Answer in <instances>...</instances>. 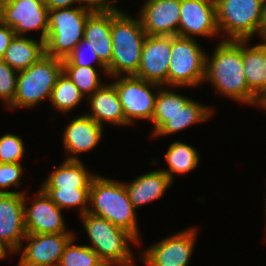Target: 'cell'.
I'll return each mask as SVG.
<instances>
[{
    "instance_id": "d4e9b609",
    "label": "cell",
    "mask_w": 266,
    "mask_h": 266,
    "mask_svg": "<svg viewBox=\"0 0 266 266\" xmlns=\"http://www.w3.org/2000/svg\"><path fill=\"white\" fill-rule=\"evenodd\" d=\"M212 112L208 107L189 100L175 115L154 134L155 136H164L176 133L192 125L202 122L211 116Z\"/></svg>"
},
{
    "instance_id": "b9f144b4",
    "label": "cell",
    "mask_w": 266,
    "mask_h": 266,
    "mask_svg": "<svg viewBox=\"0 0 266 266\" xmlns=\"http://www.w3.org/2000/svg\"><path fill=\"white\" fill-rule=\"evenodd\" d=\"M257 101H266V89L265 91L259 96Z\"/></svg>"
},
{
    "instance_id": "7402d4cb",
    "label": "cell",
    "mask_w": 266,
    "mask_h": 266,
    "mask_svg": "<svg viewBox=\"0 0 266 266\" xmlns=\"http://www.w3.org/2000/svg\"><path fill=\"white\" fill-rule=\"evenodd\" d=\"M171 182V179L165 172L155 170L139 176L130 184L124 183V185L129 199L136 209L138 206L160 198Z\"/></svg>"
},
{
    "instance_id": "4316f807",
    "label": "cell",
    "mask_w": 266,
    "mask_h": 266,
    "mask_svg": "<svg viewBox=\"0 0 266 266\" xmlns=\"http://www.w3.org/2000/svg\"><path fill=\"white\" fill-rule=\"evenodd\" d=\"M190 99L168 90H160L155 101V110L152 117L154 123L153 135L175 115Z\"/></svg>"
},
{
    "instance_id": "ffe728a7",
    "label": "cell",
    "mask_w": 266,
    "mask_h": 266,
    "mask_svg": "<svg viewBox=\"0 0 266 266\" xmlns=\"http://www.w3.org/2000/svg\"><path fill=\"white\" fill-rule=\"evenodd\" d=\"M89 97L92 112L87 116L100 125L104 121L116 125H129L125 120L120 98L113 83L102 85Z\"/></svg>"
},
{
    "instance_id": "e0dca14e",
    "label": "cell",
    "mask_w": 266,
    "mask_h": 266,
    "mask_svg": "<svg viewBox=\"0 0 266 266\" xmlns=\"http://www.w3.org/2000/svg\"><path fill=\"white\" fill-rule=\"evenodd\" d=\"M25 193H0V240L13 252L21 250L26 236L24 200Z\"/></svg>"
},
{
    "instance_id": "30bf717a",
    "label": "cell",
    "mask_w": 266,
    "mask_h": 266,
    "mask_svg": "<svg viewBox=\"0 0 266 266\" xmlns=\"http://www.w3.org/2000/svg\"><path fill=\"white\" fill-rule=\"evenodd\" d=\"M113 84L118 92L125 120L129 125L134 123L135 118L152 120L157 93L153 94L150 86L161 87V85L134 75H126Z\"/></svg>"
},
{
    "instance_id": "603a6c76",
    "label": "cell",
    "mask_w": 266,
    "mask_h": 266,
    "mask_svg": "<svg viewBox=\"0 0 266 266\" xmlns=\"http://www.w3.org/2000/svg\"><path fill=\"white\" fill-rule=\"evenodd\" d=\"M242 40L244 74L249 91L258 99L266 89V42L247 48Z\"/></svg>"
},
{
    "instance_id": "8d00e7d4",
    "label": "cell",
    "mask_w": 266,
    "mask_h": 266,
    "mask_svg": "<svg viewBox=\"0 0 266 266\" xmlns=\"http://www.w3.org/2000/svg\"><path fill=\"white\" fill-rule=\"evenodd\" d=\"M86 2L87 5H83L87 9H90L93 12H121L113 5H110L106 0H83V3Z\"/></svg>"
},
{
    "instance_id": "f35d334b",
    "label": "cell",
    "mask_w": 266,
    "mask_h": 266,
    "mask_svg": "<svg viewBox=\"0 0 266 266\" xmlns=\"http://www.w3.org/2000/svg\"><path fill=\"white\" fill-rule=\"evenodd\" d=\"M7 251L13 252V250L7 244H5L2 240H0V259H3L4 257L7 256L8 254Z\"/></svg>"
},
{
    "instance_id": "d590c367",
    "label": "cell",
    "mask_w": 266,
    "mask_h": 266,
    "mask_svg": "<svg viewBox=\"0 0 266 266\" xmlns=\"http://www.w3.org/2000/svg\"><path fill=\"white\" fill-rule=\"evenodd\" d=\"M15 36L14 30L3 24L0 21V57L2 58L5 54L6 49L10 45V42Z\"/></svg>"
},
{
    "instance_id": "5b68a950",
    "label": "cell",
    "mask_w": 266,
    "mask_h": 266,
    "mask_svg": "<svg viewBox=\"0 0 266 266\" xmlns=\"http://www.w3.org/2000/svg\"><path fill=\"white\" fill-rule=\"evenodd\" d=\"M62 72V59L46 54L27 69L19 71L15 97L9 108L33 107L46 97L50 99Z\"/></svg>"
},
{
    "instance_id": "8fae6325",
    "label": "cell",
    "mask_w": 266,
    "mask_h": 266,
    "mask_svg": "<svg viewBox=\"0 0 266 266\" xmlns=\"http://www.w3.org/2000/svg\"><path fill=\"white\" fill-rule=\"evenodd\" d=\"M195 229H187L153 244L143 253L146 266H187L193 252Z\"/></svg>"
},
{
    "instance_id": "7a4b0ae2",
    "label": "cell",
    "mask_w": 266,
    "mask_h": 266,
    "mask_svg": "<svg viewBox=\"0 0 266 266\" xmlns=\"http://www.w3.org/2000/svg\"><path fill=\"white\" fill-rule=\"evenodd\" d=\"M90 202L93 209L90 208L87 212L127 230L139 240L136 209L129 199L123 182L96 175L90 186Z\"/></svg>"
},
{
    "instance_id": "4dcf8cb0",
    "label": "cell",
    "mask_w": 266,
    "mask_h": 266,
    "mask_svg": "<svg viewBox=\"0 0 266 266\" xmlns=\"http://www.w3.org/2000/svg\"><path fill=\"white\" fill-rule=\"evenodd\" d=\"M72 238L66 246L58 266H95L101 259L88 245H74Z\"/></svg>"
},
{
    "instance_id": "d6986e66",
    "label": "cell",
    "mask_w": 266,
    "mask_h": 266,
    "mask_svg": "<svg viewBox=\"0 0 266 266\" xmlns=\"http://www.w3.org/2000/svg\"><path fill=\"white\" fill-rule=\"evenodd\" d=\"M84 38L96 52L99 60L108 67L112 61L111 12H94L85 25Z\"/></svg>"
},
{
    "instance_id": "7c38bea8",
    "label": "cell",
    "mask_w": 266,
    "mask_h": 266,
    "mask_svg": "<svg viewBox=\"0 0 266 266\" xmlns=\"http://www.w3.org/2000/svg\"><path fill=\"white\" fill-rule=\"evenodd\" d=\"M171 59V36L147 35L141 53L136 77L159 85H168Z\"/></svg>"
},
{
    "instance_id": "ac0fdd59",
    "label": "cell",
    "mask_w": 266,
    "mask_h": 266,
    "mask_svg": "<svg viewBox=\"0 0 266 266\" xmlns=\"http://www.w3.org/2000/svg\"><path fill=\"white\" fill-rule=\"evenodd\" d=\"M103 125L87 115L73 119L64 130V147L67 153L78 154L94 148L102 139Z\"/></svg>"
},
{
    "instance_id": "484cf974",
    "label": "cell",
    "mask_w": 266,
    "mask_h": 266,
    "mask_svg": "<svg viewBox=\"0 0 266 266\" xmlns=\"http://www.w3.org/2000/svg\"><path fill=\"white\" fill-rule=\"evenodd\" d=\"M169 170H162L173 181V173H188L199 164V155L194 147L176 141L170 145L165 154Z\"/></svg>"
},
{
    "instance_id": "4fadbf2b",
    "label": "cell",
    "mask_w": 266,
    "mask_h": 266,
    "mask_svg": "<svg viewBox=\"0 0 266 266\" xmlns=\"http://www.w3.org/2000/svg\"><path fill=\"white\" fill-rule=\"evenodd\" d=\"M219 33L215 0H181L178 36H211ZM192 34V36H191Z\"/></svg>"
},
{
    "instance_id": "e575fe53",
    "label": "cell",
    "mask_w": 266,
    "mask_h": 266,
    "mask_svg": "<svg viewBox=\"0 0 266 266\" xmlns=\"http://www.w3.org/2000/svg\"><path fill=\"white\" fill-rule=\"evenodd\" d=\"M21 174L22 166L20 163H0V193H23L2 190L10 186H19Z\"/></svg>"
},
{
    "instance_id": "44dd1931",
    "label": "cell",
    "mask_w": 266,
    "mask_h": 266,
    "mask_svg": "<svg viewBox=\"0 0 266 266\" xmlns=\"http://www.w3.org/2000/svg\"><path fill=\"white\" fill-rule=\"evenodd\" d=\"M66 159L42 183V189L90 188L96 175L87 172L83 163L77 157L70 155Z\"/></svg>"
},
{
    "instance_id": "9a60e30c",
    "label": "cell",
    "mask_w": 266,
    "mask_h": 266,
    "mask_svg": "<svg viewBox=\"0 0 266 266\" xmlns=\"http://www.w3.org/2000/svg\"><path fill=\"white\" fill-rule=\"evenodd\" d=\"M181 0H147L140 16L142 27L150 36H178Z\"/></svg>"
},
{
    "instance_id": "cb8c5ba5",
    "label": "cell",
    "mask_w": 266,
    "mask_h": 266,
    "mask_svg": "<svg viewBox=\"0 0 266 266\" xmlns=\"http://www.w3.org/2000/svg\"><path fill=\"white\" fill-rule=\"evenodd\" d=\"M45 55V41L15 35L2 60L16 71H22Z\"/></svg>"
},
{
    "instance_id": "ab89813d",
    "label": "cell",
    "mask_w": 266,
    "mask_h": 266,
    "mask_svg": "<svg viewBox=\"0 0 266 266\" xmlns=\"http://www.w3.org/2000/svg\"><path fill=\"white\" fill-rule=\"evenodd\" d=\"M260 37L266 42V5L264 6L263 22L260 30Z\"/></svg>"
},
{
    "instance_id": "52a82bcc",
    "label": "cell",
    "mask_w": 266,
    "mask_h": 266,
    "mask_svg": "<svg viewBox=\"0 0 266 266\" xmlns=\"http://www.w3.org/2000/svg\"><path fill=\"white\" fill-rule=\"evenodd\" d=\"M218 30L230 36L227 40H249L260 34L264 5L262 0H215Z\"/></svg>"
},
{
    "instance_id": "74e56055",
    "label": "cell",
    "mask_w": 266,
    "mask_h": 266,
    "mask_svg": "<svg viewBox=\"0 0 266 266\" xmlns=\"http://www.w3.org/2000/svg\"><path fill=\"white\" fill-rule=\"evenodd\" d=\"M83 3V0H44L45 5L49 10L69 8L73 3Z\"/></svg>"
},
{
    "instance_id": "5bb4252c",
    "label": "cell",
    "mask_w": 266,
    "mask_h": 266,
    "mask_svg": "<svg viewBox=\"0 0 266 266\" xmlns=\"http://www.w3.org/2000/svg\"><path fill=\"white\" fill-rule=\"evenodd\" d=\"M73 236L71 233L26 234L30 242L22 252L19 266H58Z\"/></svg>"
},
{
    "instance_id": "8992f818",
    "label": "cell",
    "mask_w": 266,
    "mask_h": 266,
    "mask_svg": "<svg viewBox=\"0 0 266 266\" xmlns=\"http://www.w3.org/2000/svg\"><path fill=\"white\" fill-rule=\"evenodd\" d=\"M92 246L89 245L101 260H111L121 266H132L133 257L129 249V241L138 240L127 230L108 220L86 212L81 215Z\"/></svg>"
},
{
    "instance_id": "f1b7e54d",
    "label": "cell",
    "mask_w": 266,
    "mask_h": 266,
    "mask_svg": "<svg viewBox=\"0 0 266 266\" xmlns=\"http://www.w3.org/2000/svg\"><path fill=\"white\" fill-rule=\"evenodd\" d=\"M43 190L60 209L79 206L80 215H84L90 208L87 206L89 204L90 188Z\"/></svg>"
},
{
    "instance_id": "ee69618b",
    "label": "cell",
    "mask_w": 266,
    "mask_h": 266,
    "mask_svg": "<svg viewBox=\"0 0 266 266\" xmlns=\"http://www.w3.org/2000/svg\"><path fill=\"white\" fill-rule=\"evenodd\" d=\"M262 3L265 6L266 5V0H262Z\"/></svg>"
},
{
    "instance_id": "d6a6232c",
    "label": "cell",
    "mask_w": 266,
    "mask_h": 266,
    "mask_svg": "<svg viewBox=\"0 0 266 266\" xmlns=\"http://www.w3.org/2000/svg\"><path fill=\"white\" fill-rule=\"evenodd\" d=\"M82 47L84 48V50L87 49V51H89L87 55L83 52ZM87 56L94 58V60H96V64L98 65V67L99 66L100 68L102 67L105 73L107 74V67L99 60V57L97 56L96 52L88 45V40H86L85 38H83L82 41H80L75 46L73 51L65 59L62 60V65L63 66L94 67L92 64L89 63V61H87V58H86Z\"/></svg>"
},
{
    "instance_id": "836d02e7",
    "label": "cell",
    "mask_w": 266,
    "mask_h": 266,
    "mask_svg": "<svg viewBox=\"0 0 266 266\" xmlns=\"http://www.w3.org/2000/svg\"><path fill=\"white\" fill-rule=\"evenodd\" d=\"M16 73V74H15ZM18 71L14 70L11 66L0 60V98L4 100L9 107L14 100Z\"/></svg>"
},
{
    "instance_id": "ba28073f",
    "label": "cell",
    "mask_w": 266,
    "mask_h": 266,
    "mask_svg": "<svg viewBox=\"0 0 266 266\" xmlns=\"http://www.w3.org/2000/svg\"><path fill=\"white\" fill-rule=\"evenodd\" d=\"M194 38L171 36L168 86H195L205 79L206 55Z\"/></svg>"
},
{
    "instance_id": "3957f363",
    "label": "cell",
    "mask_w": 266,
    "mask_h": 266,
    "mask_svg": "<svg viewBox=\"0 0 266 266\" xmlns=\"http://www.w3.org/2000/svg\"><path fill=\"white\" fill-rule=\"evenodd\" d=\"M145 33L140 19H134L124 12H111V37L113 52L107 74L118 77L122 73L135 75L140 65Z\"/></svg>"
},
{
    "instance_id": "277c9868",
    "label": "cell",
    "mask_w": 266,
    "mask_h": 266,
    "mask_svg": "<svg viewBox=\"0 0 266 266\" xmlns=\"http://www.w3.org/2000/svg\"><path fill=\"white\" fill-rule=\"evenodd\" d=\"M93 13L84 6L49 10L45 54L65 59L84 38L86 22Z\"/></svg>"
},
{
    "instance_id": "7bdbcfd3",
    "label": "cell",
    "mask_w": 266,
    "mask_h": 266,
    "mask_svg": "<svg viewBox=\"0 0 266 266\" xmlns=\"http://www.w3.org/2000/svg\"><path fill=\"white\" fill-rule=\"evenodd\" d=\"M256 104L262 106L266 110V101H257Z\"/></svg>"
},
{
    "instance_id": "f546056e",
    "label": "cell",
    "mask_w": 266,
    "mask_h": 266,
    "mask_svg": "<svg viewBox=\"0 0 266 266\" xmlns=\"http://www.w3.org/2000/svg\"><path fill=\"white\" fill-rule=\"evenodd\" d=\"M97 69L94 67L63 66V72L71 79L74 85L85 94H93L102 85Z\"/></svg>"
},
{
    "instance_id": "2e32d148",
    "label": "cell",
    "mask_w": 266,
    "mask_h": 266,
    "mask_svg": "<svg viewBox=\"0 0 266 266\" xmlns=\"http://www.w3.org/2000/svg\"><path fill=\"white\" fill-rule=\"evenodd\" d=\"M24 200V217L26 234H62L66 231L61 209L40 188L30 208Z\"/></svg>"
},
{
    "instance_id": "9c48e42d",
    "label": "cell",
    "mask_w": 266,
    "mask_h": 266,
    "mask_svg": "<svg viewBox=\"0 0 266 266\" xmlns=\"http://www.w3.org/2000/svg\"><path fill=\"white\" fill-rule=\"evenodd\" d=\"M49 9L44 0H0V21L11 27L15 35L41 30V40L48 34Z\"/></svg>"
},
{
    "instance_id": "6da1fadb",
    "label": "cell",
    "mask_w": 266,
    "mask_h": 266,
    "mask_svg": "<svg viewBox=\"0 0 266 266\" xmlns=\"http://www.w3.org/2000/svg\"><path fill=\"white\" fill-rule=\"evenodd\" d=\"M208 60L206 57L204 79L210 80L218 93L257 106L243 70L242 40H223Z\"/></svg>"
},
{
    "instance_id": "83f0119b",
    "label": "cell",
    "mask_w": 266,
    "mask_h": 266,
    "mask_svg": "<svg viewBox=\"0 0 266 266\" xmlns=\"http://www.w3.org/2000/svg\"><path fill=\"white\" fill-rule=\"evenodd\" d=\"M84 95L71 79L62 72L52 89L50 101L59 111H71L82 100Z\"/></svg>"
},
{
    "instance_id": "1f68e13d",
    "label": "cell",
    "mask_w": 266,
    "mask_h": 266,
    "mask_svg": "<svg viewBox=\"0 0 266 266\" xmlns=\"http://www.w3.org/2000/svg\"><path fill=\"white\" fill-rule=\"evenodd\" d=\"M24 144L17 135L6 134L0 138V163H20Z\"/></svg>"
},
{
    "instance_id": "60d3db41",
    "label": "cell",
    "mask_w": 266,
    "mask_h": 266,
    "mask_svg": "<svg viewBox=\"0 0 266 266\" xmlns=\"http://www.w3.org/2000/svg\"><path fill=\"white\" fill-rule=\"evenodd\" d=\"M113 264L121 266L119 263L111 260H100L95 266H115Z\"/></svg>"
}]
</instances>
